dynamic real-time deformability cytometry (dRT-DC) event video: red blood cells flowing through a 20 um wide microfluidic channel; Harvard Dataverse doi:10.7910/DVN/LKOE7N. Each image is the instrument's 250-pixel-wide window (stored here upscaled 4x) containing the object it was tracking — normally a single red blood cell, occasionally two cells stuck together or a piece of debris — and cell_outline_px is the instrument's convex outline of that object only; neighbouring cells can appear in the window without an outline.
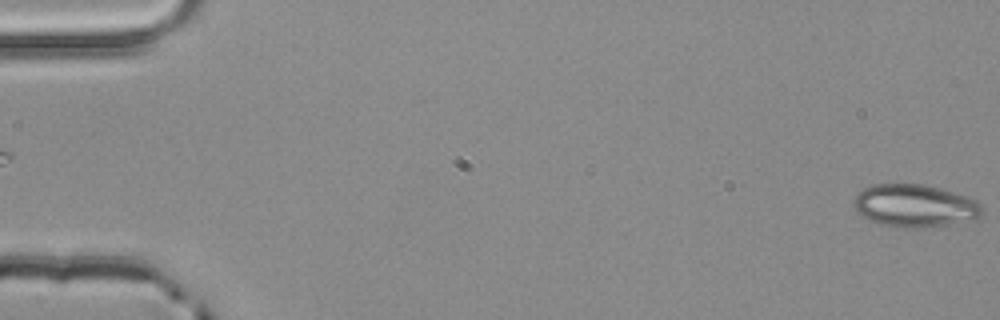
{"species": "common noctule bat (a hibernating species)", "species_latin": "Nyctalus noctula", "temperature_condition": "room temperature", "stored_images_in_passage": 2, "camera_frame_rate_fps": 3000, "um_per_image_px": 0.085, "animal": {"sex": "male", "body_mass_g": 20.4}, "frame": {"image": 1, "passage_image": 2, "time_ms": 0.333, "image_size_px": [1000, 320], "cell_outline_px": [[984, 212], [980, 216], [972, 220], [952, 224], [924, 228], [896, 228], [880, 224], [860, 216], [852, 204], [852, 200], [864, 188], [872, 184], [924, 184], [956, 192], [968, 196], [976, 200], [984, 208]], "centroid_in_image_um": [77.77, 17.5], "position_along_channel_um": 7.2, "area_um2": 32.54}}